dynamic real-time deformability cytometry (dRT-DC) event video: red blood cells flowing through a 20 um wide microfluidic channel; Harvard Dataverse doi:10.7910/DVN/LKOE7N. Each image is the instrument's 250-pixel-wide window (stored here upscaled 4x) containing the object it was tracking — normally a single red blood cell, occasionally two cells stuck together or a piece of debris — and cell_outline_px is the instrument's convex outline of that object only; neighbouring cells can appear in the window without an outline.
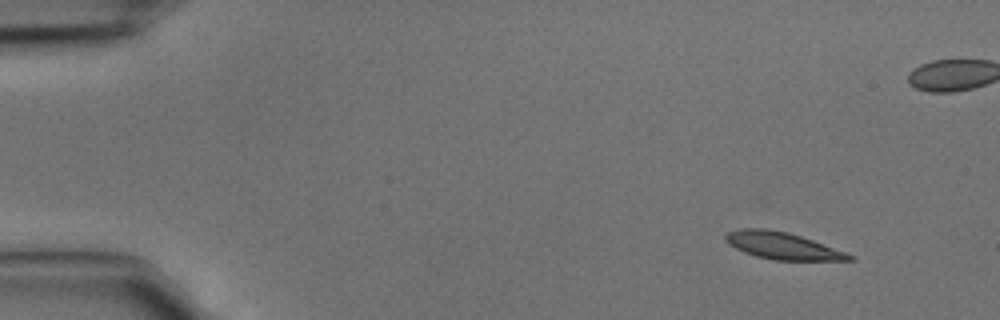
{"species": "common noctule bat (a hibernating species)", "species_latin": "Nyctalus noctula", "temperature_condition": "cold", "stored_images_in_passage": 4, "camera_frame_rate_fps": 3000, "um_per_image_px": 0.085, "animal": {"sex": "male", "body_mass_g": 15.6}, "frame": {"image": 1, "passage_image": 1, "time_ms": 0.0, "image_size_px": [1000, 320], "cell_outline_px": [[856, 260], [772, 260], [756, 256], [744, 252], [728, 244], [724, 240], [724, 236], [728, 232], [740, 228], [768, 228], [788, 232], [812, 240], [856, 256]], "centroid_in_image_um": [66.48, 20.88], "position_along_channel_um": 18.5, "area_um2": 19.48}}